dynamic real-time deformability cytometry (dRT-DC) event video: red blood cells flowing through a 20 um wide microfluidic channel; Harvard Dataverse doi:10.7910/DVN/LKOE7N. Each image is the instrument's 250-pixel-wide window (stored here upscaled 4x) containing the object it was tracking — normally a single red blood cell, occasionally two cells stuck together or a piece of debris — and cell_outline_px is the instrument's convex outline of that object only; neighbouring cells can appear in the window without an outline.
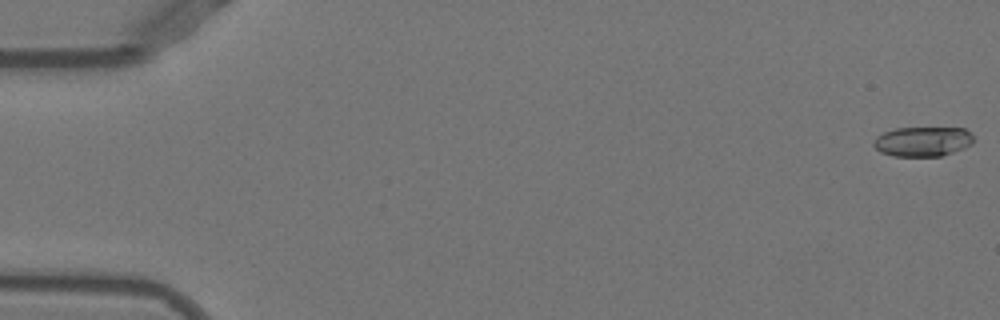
{"species": "Egyptian fruit bat (a non-hibernating species)", "species_latin": "Rousettus aegyptiacus", "temperature_condition": "warm", "stored_images_in_passage": 52, "camera_frame_rate_fps": 3000, "um_per_image_px": 0.085, "animal": {"sex": "female"}, "frame": {"image": 1, "passage_image": 1, "time_ms": 0.0, "image_size_px": [1000, 320], "cell_outline_px": [[972, 144], [964, 148], [940, 156], [892, 156], [880, 152], [872, 144], [872, 140], [876, 136], [884, 132], [896, 128], [964, 128], [972, 136]], "centroid_in_image_um": [78.38, 12.03], "position_along_channel_um": 6.6, "area_um2": 17.28}}
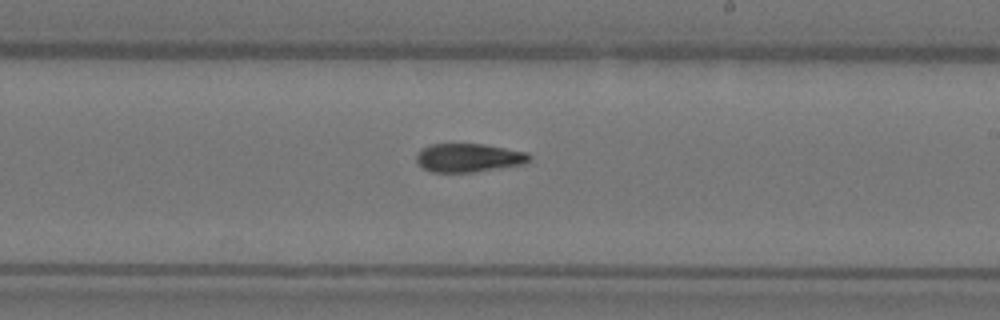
{"frame": {"image": 2, "passage_image": 31, "time_ms": 10.0, "image_size_px": [1000, 320], "cell_outline_px": [[532, 160], [524, 164], [500, 168], [472, 172], [432, 172], [424, 168], [416, 160], [416, 156], [424, 148], [432, 144], [484, 144], [528, 152], [532, 156]], "centroid_in_image_um": [39.91, 13.41], "position_along_channel_um": 249.1, "area_um2": 18.73}}
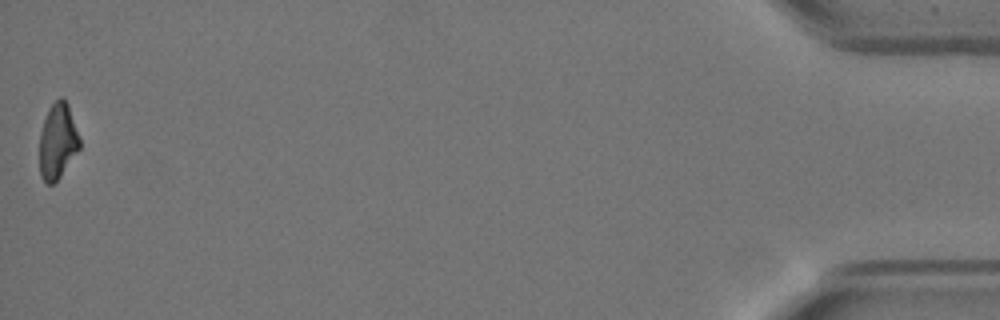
{"frame": {"image": 3, "passage_image": 52, "time_ms": 17.0, "image_size_px": [1000, 320], "cell_outline_px": [[80, 148], [60, 176], [52, 184], [48, 184], [40, 176], [40, 132], [48, 108], [60, 96], [64, 96], [68, 104], [80, 136]], "centroid_in_image_um": [4.91, 11.96], "position_along_channel_um": 430.3, "area_um2": 17.69}, "authors_computed_cell_mechanics": {"area_um2": 18.5827, "velocity_mm_per_s": 3.9451, "shape_relaxation_time_tau1_ms": 8.804, "shape_relaxation_time_tau2_ms": 8.6833, "deformation_change_tau1": 0.2511, "deformation_change_tau2": 0.1419}}